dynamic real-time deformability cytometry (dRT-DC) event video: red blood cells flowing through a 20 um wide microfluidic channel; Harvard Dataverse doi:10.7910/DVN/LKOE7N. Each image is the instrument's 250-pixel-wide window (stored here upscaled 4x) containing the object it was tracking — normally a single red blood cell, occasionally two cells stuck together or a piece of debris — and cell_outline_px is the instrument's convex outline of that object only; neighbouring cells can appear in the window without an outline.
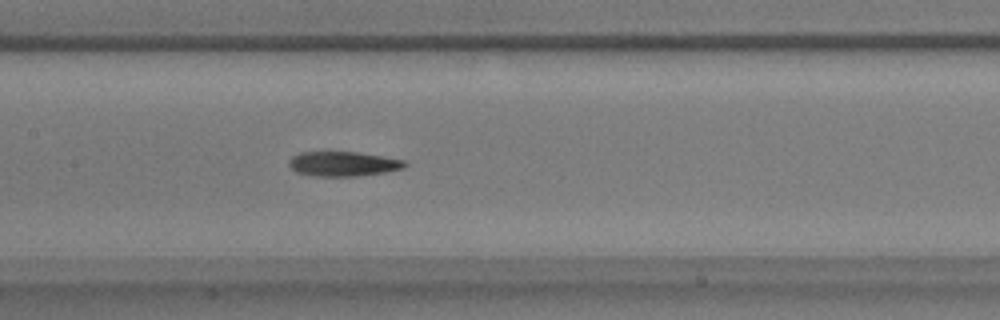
{"species": "common noctule bat (a hibernating species)", "species_latin": "Nyctalus noctula", "temperature_condition": "warm", "stored_images_in_passage": 44, "camera_frame_rate_fps": 3000, "um_per_image_px": 0.085, "animal": {"sex": "male", "body_mass_g": 17.9}, "frame": {"image": 1, "passage_image": 23, "time_ms": 7.333, "image_size_px": [1000, 320], "cell_outline_px": [[408, 164], [404, 168], [384, 172], [356, 176], [312, 176], [296, 172], [288, 164], [288, 160], [292, 156], [300, 152], [356, 152], [404, 160]], "centroid_in_image_um": [29.13, 13.93], "position_along_channel_um": 178.3, "area_um2": 16.59}, "authors_computed_cell_mechanics": {"area_um2": 16.473, "velocity_mm_per_s": 3.5337, "shape_relaxation_time_tau1_ms": 6.3314, "shape_relaxation_time_tau2_ms": 3.9934, "deformation_change_tau1": 0.2173, "deformation_change_tau2": 0.1332}}